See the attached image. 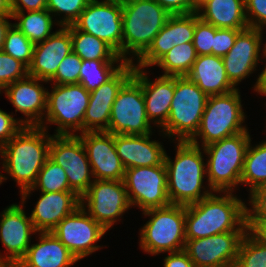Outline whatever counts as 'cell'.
<instances>
[{
    "label": "cell",
    "mask_w": 266,
    "mask_h": 267,
    "mask_svg": "<svg viewBox=\"0 0 266 267\" xmlns=\"http://www.w3.org/2000/svg\"><path fill=\"white\" fill-rule=\"evenodd\" d=\"M246 203L234 192H213L199 202L186 205V239L248 231Z\"/></svg>",
    "instance_id": "obj_1"
},
{
    "label": "cell",
    "mask_w": 266,
    "mask_h": 267,
    "mask_svg": "<svg viewBox=\"0 0 266 267\" xmlns=\"http://www.w3.org/2000/svg\"><path fill=\"white\" fill-rule=\"evenodd\" d=\"M51 137L42 127L28 126L2 146L0 165L6 175L0 173L1 184L11 177L20 188V194L32 188L39 171L49 158Z\"/></svg>",
    "instance_id": "obj_2"
},
{
    "label": "cell",
    "mask_w": 266,
    "mask_h": 267,
    "mask_svg": "<svg viewBox=\"0 0 266 267\" xmlns=\"http://www.w3.org/2000/svg\"><path fill=\"white\" fill-rule=\"evenodd\" d=\"M173 143L176 150L174 159H171L167 152L164 159L169 200L171 204L185 206L199 202L213 193V190L204 183L207 177L203 147L189 141H173Z\"/></svg>",
    "instance_id": "obj_3"
},
{
    "label": "cell",
    "mask_w": 266,
    "mask_h": 267,
    "mask_svg": "<svg viewBox=\"0 0 266 267\" xmlns=\"http://www.w3.org/2000/svg\"><path fill=\"white\" fill-rule=\"evenodd\" d=\"M170 16L155 0H122V58L134 63Z\"/></svg>",
    "instance_id": "obj_4"
},
{
    "label": "cell",
    "mask_w": 266,
    "mask_h": 267,
    "mask_svg": "<svg viewBox=\"0 0 266 267\" xmlns=\"http://www.w3.org/2000/svg\"><path fill=\"white\" fill-rule=\"evenodd\" d=\"M249 131L226 137L203 147L206 182L213 192H234L241 186L245 154L251 140Z\"/></svg>",
    "instance_id": "obj_5"
},
{
    "label": "cell",
    "mask_w": 266,
    "mask_h": 267,
    "mask_svg": "<svg viewBox=\"0 0 266 267\" xmlns=\"http://www.w3.org/2000/svg\"><path fill=\"white\" fill-rule=\"evenodd\" d=\"M240 94L237 88L224 95L209 96L200 126L189 142L205 147L226 137L249 131L247 125H244L247 115Z\"/></svg>",
    "instance_id": "obj_6"
},
{
    "label": "cell",
    "mask_w": 266,
    "mask_h": 267,
    "mask_svg": "<svg viewBox=\"0 0 266 267\" xmlns=\"http://www.w3.org/2000/svg\"><path fill=\"white\" fill-rule=\"evenodd\" d=\"M142 214L149 220L139 229V249L152 256L184 250L185 205L170 204Z\"/></svg>",
    "instance_id": "obj_7"
},
{
    "label": "cell",
    "mask_w": 266,
    "mask_h": 267,
    "mask_svg": "<svg viewBox=\"0 0 266 267\" xmlns=\"http://www.w3.org/2000/svg\"><path fill=\"white\" fill-rule=\"evenodd\" d=\"M207 99L208 96L187 76H175L169 117L158 130L160 136L170 138V142L189 141L200 126Z\"/></svg>",
    "instance_id": "obj_8"
},
{
    "label": "cell",
    "mask_w": 266,
    "mask_h": 267,
    "mask_svg": "<svg viewBox=\"0 0 266 267\" xmlns=\"http://www.w3.org/2000/svg\"><path fill=\"white\" fill-rule=\"evenodd\" d=\"M50 86L51 90L47 91L46 113L39 127L49 131L48 124L56 125L54 135L83 133V119L89 104L90 92L80 83Z\"/></svg>",
    "instance_id": "obj_9"
},
{
    "label": "cell",
    "mask_w": 266,
    "mask_h": 267,
    "mask_svg": "<svg viewBox=\"0 0 266 267\" xmlns=\"http://www.w3.org/2000/svg\"><path fill=\"white\" fill-rule=\"evenodd\" d=\"M146 114L141 84L132 76L120 89L112 105L108 132L114 135L153 134Z\"/></svg>",
    "instance_id": "obj_10"
},
{
    "label": "cell",
    "mask_w": 266,
    "mask_h": 267,
    "mask_svg": "<svg viewBox=\"0 0 266 267\" xmlns=\"http://www.w3.org/2000/svg\"><path fill=\"white\" fill-rule=\"evenodd\" d=\"M80 205L107 231L132 209L123 180H94L80 197Z\"/></svg>",
    "instance_id": "obj_11"
},
{
    "label": "cell",
    "mask_w": 266,
    "mask_h": 267,
    "mask_svg": "<svg viewBox=\"0 0 266 267\" xmlns=\"http://www.w3.org/2000/svg\"><path fill=\"white\" fill-rule=\"evenodd\" d=\"M123 182L131 207H138L141 212L171 204L164 162L156 166L127 168Z\"/></svg>",
    "instance_id": "obj_12"
},
{
    "label": "cell",
    "mask_w": 266,
    "mask_h": 267,
    "mask_svg": "<svg viewBox=\"0 0 266 267\" xmlns=\"http://www.w3.org/2000/svg\"><path fill=\"white\" fill-rule=\"evenodd\" d=\"M73 25L107 43L122 58V0H90Z\"/></svg>",
    "instance_id": "obj_13"
},
{
    "label": "cell",
    "mask_w": 266,
    "mask_h": 267,
    "mask_svg": "<svg viewBox=\"0 0 266 267\" xmlns=\"http://www.w3.org/2000/svg\"><path fill=\"white\" fill-rule=\"evenodd\" d=\"M49 158L66 172L70 188L81 197L94 181L83 142L78 135H52Z\"/></svg>",
    "instance_id": "obj_14"
},
{
    "label": "cell",
    "mask_w": 266,
    "mask_h": 267,
    "mask_svg": "<svg viewBox=\"0 0 266 267\" xmlns=\"http://www.w3.org/2000/svg\"><path fill=\"white\" fill-rule=\"evenodd\" d=\"M51 232L80 261L103 248L97 242L107 230L80 205L72 214L63 218Z\"/></svg>",
    "instance_id": "obj_15"
},
{
    "label": "cell",
    "mask_w": 266,
    "mask_h": 267,
    "mask_svg": "<svg viewBox=\"0 0 266 267\" xmlns=\"http://www.w3.org/2000/svg\"><path fill=\"white\" fill-rule=\"evenodd\" d=\"M248 231H230L199 239H186L184 251L196 267H234Z\"/></svg>",
    "instance_id": "obj_16"
},
{
    "label": "cell",
    "mask_w": 266,
    "mask_h": 267,
    "mask_svg": "<svg viewBox=\"0 0 266 267\" xmlns=\"http://www.w3.org/2000/svg\"><path fill=\"white\" fill-rule=\"evenodd\" d=\"M263 34L262 30L251 27L241 30L234 46L222 57L227 77L236 88L257 71L260 61L263 62L262 56L266 48Z\"/></svg>",
    "instance_id": "obj_17"
},
{
    "label": "cell",
    "mask_w": 266,
    "mask_h": 267,
    "mask_svg": "<svg viewBox=\"0 0 266 267\" xmlns=\"http://www.w3.org/2000/svg\"><path fill=\"white\" fill-rule=\"evenodd\" d=\"M20 203L10 204L0 212V242L6 252L2 254L0 251V261L18 264L31 245V236L37 234L29 214L25 212L26 206Z\"/></svg>",
    "instance_id": "obj_18"
},
{
    "label": "cell",
    "mask_w": 266,
    "mask_h": 267,
    "mask_svg": "<svg viewBox=\"0 0 266 267\" xmlns=\"http://www.w3.org/2000/svg\"><path fill=\"white\" fill-rule=\"evenodd\" d=\"M43 83L49 82L27 75L2 90L6 99L15 108V113L20 112L24 115V118L21 116L19 119L24 127L40 126L44 120L48 89Z\"/></svg>",
    "instance_id": "obj_19"
},
{
    "label": "cell",
    "mask_w": 266,
    "mask_h": 267,
    "mask_svg": "<svg viewBox=\"0 0 266 267\" xmlns=\"http://www.w3.org/2000/svg\"><path fill=\"white\" fill-rule=\"evenodd\" d=\"M134 71V63L127 62L111 79L90 92L89 104L83 119V132H108L114 100Z\"/></svg>",
    "instance_id": "obj_20"
},
{
    "label": "cell",
    "mask_w": 266,
    "mask_h": 267,
    "mask_svg": "<svg viewBox=\"0 0 266 267\" xmlns=\"http://www.w3.org/2000/svg\"><path fill=\"white\" fill-rule=\"evenodd\" d=\"M83 142L94 180H123L125 168L114 144V134L83 132L78 135Z\"/></svg>",
    "instance_id": "obj_21"
},
{
    "label": "cell",
    "mask_w": 266,
    "mask_h": 267,
    "mask_svg": "<svg viewBox=\"0 0 266 267\" xmlns=\"http://www.w3.org/2000/svg\"><path fill=\"white\" fill-rule=\"evenodd\" d=\"M195 12L171 15L149 48L134 62L135 67L154 66L174 45L193 42Z\"/></svg>",
    "instance_id": "obj_22"
},
{
    "label": "cell",
    "mask_w": 266,
    "mask_h": 267,
    "mask_svg": "<svg viewBox=\"0 0 266 267\" xmlns=\"http://www.w3.org/2000/svg\"><path fill=\"white\" fill-rule=\"evenodd\" d=\"M148 72L150 73L144 68L135 67L133 77L142 86L149 121L160 129L169 117L175 91V76L159 75L152 81Z\"/></svg>",
    "instance_id": "obj_23"
},
{
    "label": "cell",
    "mask_w": 266,
    "mask_h": 267,
    "mask_svg": "<svg viewBox=\"0 0 266 267\" xmlns=\"http://www.w3.org/2000/svg\"><path fill=\"white\" fill-rule=\"evenodd\" d=\"M72 51L71 33L61 26L46 40L35 44L28 75L48 82L61 61Z\"/></svg>",
    "instance_id": "obj_24"
},
{
    "label": "cell",
    "mask_w": 266,
    "mask_h": 267,
    "mask_svg": "<svg viewBox=\"0 0 266 267\" xmlns=\"http://www.w3.org/2000/svg\"><path fill=\"white\" fill-rule=\"evenodd\" d=\"M152 135H114L116 152L125 169L156 166L164 162L166 150L163 142L153 140Z\"/></svg>",
    "instance_id": "obj_25"
},
{
    "label": "cell",
    "mask_w": 266,
    "mask_h": 267,
    "mask_svg": "<svg viewBox=\"0 0 266 267\" xmlns=\"http://www.w3.org/2000/svg\"><path fill=\"white\" fill-rule=\"evenodd\" d=\"M79 206L80 197L74 191L41 192L29 216L37 232H51Z\"/></svg>",
    "instance_id": "obj_26"
},
{
    "label": "cell",
    "mask_w": 266,
    "mask_h": 267,
    "mask_svg": "<svg viewBox=\"0 0 266 267\" xmlns=\"http://www.w3.org/2000/svg\"><path fill=\"white\" fill-rule=\"evenodd\" d=\"M37 237V243L32 242L18 267H72L78 262L52 232H37Z\"/></svg>",
    "instance_id": "obj_27"
},
{
    "label": "cell",
    "mask_w": 266,
    "mask_h": 267,
    "mask_svg": "<svg viewBox=\"0 0 266 267\" xmlns=\"http://www.w3.org/2000/svg\"><path fill=\"white\" fill-rule=\"evenodd\" d=\"M186 76L208 97L224 95L237 89L227 77L222 57L212 54L197 56Z\"/></svg>",
    "instance_id": "obj_28"
},
{
    "label": "cell",
    "mask_w": 266,
    "mask_h": 267,
    "mask_svg": "<svg viewBox=\"0 0 266 267\" xmlns=\"http://www.w3.org/2000/svg\"><path fill=\"white\" fill-rule=\"evenodd\" d=\"M196 13L216 28L246 29L245 0H205Z\"/></svg>",
    "instance_id": "obj_29"
},
{
    "label": "cell",
    "mask_w": 266,
    "mask_h": 267,
    "mask_svg": "<svg viewBox=\"0 0 266 267\" xmlns=\"http://www.w3.org/2000/svg\"><path fill=\"white\" fill-rule=\"evenodd\" d=\"M12 19L18 22L14 24L31 42L37 44L46 40L55 32L54 25L61 27L57 19L47 10L13 12Z\"/></svg>",
    "instance_id": "obj_30"
},
{
    "label": "cell",
    "mask_w": 266,
    "mask_h": 267,
    "mask_svg": "<svg viewBox=\"0 0 266 267\" xmlns=\"http://www.w3.org/2000/svg\"><path fill=\"white\" fill-rule=\"evenodd\" d=\"M65 27L71 33L73 52L82 60H124L101 39L78 30L73 24Z\"/></svg>",
    "instance_id": "obj_31"
},
{
    "label": "cell",
    "mask_w": 266,
    "mask_h": 267,
    "mask_svg": "<svg viewBox=\"0 0 266 267\" xmlns=\"http://www.w3.org/2000/svg\"><path fill=\"white\" fill-rule=\"evenodd\" d=\"M241 184L248 186L246 188H249V194L266 186V138L255 146L250 141L245 154Z\"/></svg>",
    "instance_id": "obj_32"
},
{
    "label": "cell",
    "mask_w": 266,
    "mask_h": 267,
    "mask_svg": "<svg viewBox=\"0 0 266 267\" xmlns=\"http://www.w3.org/2000/svg\"><path fill=\"white\" fill-rule=\"evenodd\" d=\"M126 63L125 60H82L79 83L92 92L111 79Z\"/></svg>",
    "instance_id": "obj_33"
},
{
    "label": "cell",
    "mask_w": 266,
    "mask_h": 267,
    "mask_svg": "<svg viewBox=\"0 0 266 267\" xmlns=\"http://www.w3.org/2000/svg\"><path fill=\"white\" fill-rule=\"evenodd\" d=\"M35 190H39V192L73 191L69 186L65 170L50 158L47 159L46 163L39 171L36 182L32 188L27 189L20 194V202L25 205L27 201L26 199H30L31 195H33L32 191L35 192Z\"/></svg>",
    "instance_id": "obj_34"
},
{
    "label": "cell",
    "mask_w": 266,
    "mask_h": 267,
    "mask_svg": "<svg viewBox=\"0 0 266 267\" xmlns=\"http://www.w3.org/2000/svg\"><path fill=\"white\" fill-rule=\"evenodd\" d=\"M193 42L174 45L154 66L162 69V76H186L197 59Z\"/></svg>",
    "instance_id": "obj_35"
},
{
    "label": "cell",
    "mask_w": 266,
    "mask_h": 267,
    "mask_svg": "<svg viewBox=\"0 0 266 267\" xmlns=\"http://www.w3.org/2000/svg\"><path fill=\"white\" fill-rule=\"evenodd\" d=\"M35 44L31 42L14 24H11L5 34L2 47L4 53L19 60L27 68L32 62Z\"/></svg>",
    "instance_id": "obj_36"
},
{
    "label": "cell",
    "mask_w": 266,
    "mask_h": 267,
    "mask_svg": "<svg viewBox=\"0 0 266 267\" xmlns=\"http://www.w3.org/2000/svg\"><path fill=\"white\" fill-rule=\"evenodd\" d=\"M234 267H266V244L251 231L242 239Z\"/></svg>",
    "instance_id": "obj_37"
},
{
    "label": "cell",
    "mask_w": 266,
    "mask_h": 267,
    "mask_svg": "<svg viewBox=\"0 0 266 267\" xmlns=\"http://www.w3.org/2000/svg\"><path fill=\"white\" fill-rule=\"evenodd\" d=\"M90 0H48L46 9L57 18L60 26L72 25ZM59 16V17H58Z\"/></svg>",
    "instance_id": "obj_38"
},
{
    "label": "cell",
    "mask_w": 266,
    "mask_h": 267,
    "mask_svg": "<svg viewBox=\"0 0 266 267\" xmlns=\"http://www.w3.org/2000/svg\"><path fill=\"white\" fill-rule=\"evenodd\" d=\"M82 59L73 51L59 64L50 84H78Z\"/></svg>",
    "instance_id": "obj_39"
},
{
    "label": "cell",
    "mask_w": 266,
    "mask_h": 267,
    "mask_svg": "<svg viewBox=\"0 0 266 267\" xmlns=\"http://www.w3.org/2000/svg\"><path fill=\"white\" fill-rule=\"evenodd\" d=\"M28 75V68L12 56L0 51V89Z\"/></svg>",
    "instance_id": "obj_40"
},
{
    "label": "cell",
    "mask_w": 266,
    "mask_h": 267,
    "mask_svg": "<svg viewBox=\"0 0 266 267\" xmlns=\"http://www.w3.org/2000/svg\"><path fill=\"white\" fill-rule=\"evenodd\" d=\"M214 42V26L198 17L195 12V30L193 45L198 56L211 55Z\"/></svg>",
    "instance_id": "obj_41"
},
{
    "label": "cell",
    "mask_w": 266,
    "mask_h": 267,
    "mask_svg": "<svg viewBox=\"0 0 266 267\" xmlns=\"http://www.w3.org/2000/svg\"><path fill=\"white\" fill-rule=\"evenodd\" d=\"M248 199L247 223H266V186L254 190Z\"/></svg>",
    "instance_id": "obj_42"
},
{
    "label": "cell",
    "mask_w": 266,
    "mask_h": 267,
    "mask_svg": "<svg viewBox=\"0 0 266 267\" xmlns=\"http://www.w3.org/2000/svg\"><path fill=\"white\" fill-rule=\"evenodd\" d=\"M244 29H225L214 27V42L211 54L223 57L234 46L237 34Z\"/></svg>",
    "instance_id": "obj_43"
},
{
    "label": "cell",
    "mask_w": 266,
    "mask_h": 267,
    "mask_svg": "<svg viewBox=\"0 0 266 267\" xmlns=\"http://www.w3.org/2000/svg\"><path fill=\"white\" fill-rule=\"evenodd\" d=\"M248 26L259 30L266 26V0H245Z\"/></svg>",
    "instance_id": "obj_44"
},
{
    "label": "cell",
    "mask_w": 266,
    "mask_h": 267,
    "mask_svg": "<svg viewBox=\"0 0 266 267\" xmlns=\"http://www.w3.org/2000/svg\"><path fill=\"white\" fill-rule=\"evenodd\" d=\"M15 114L5 112L0 108V148L9 142L24 126Z\"/></svg>",
    "instance_id": "obj_45"
},
{
    "label": "cell",
    "mask_w": 266,
    "mask_h": 267,
    "mask_svg": "<svg viewBox=\"0 0 266 267\" xmlns=\"http://www.w3.org/2000/svg\"><path fill=\"white\" fill-rule=\"evenodd\" d=\"M160 6L166 9L171 15L189 14L196 12V7L191 0H155Z\"/></svg>",
    "instance_id": "obj_46"
},
{
    "label": "cell",
    "mask_w": 266,
    "mask_h": 267,
    "mask_svg": "<svg viewBox=\"0 0 266 267\" xmlns=\"http://www.w3.org/2000/svg\"><path fill=\"white\" fill-rule=\"evenodd\" d=\"M163 267H196L188 254L182 250L168 253L163 259Z\"/></svg>",
    "instance_id": "obj_47"
},
{
    "label": "cell",
    "mask_w": 266,
    "mask_h": 267,
    "mask_svg": "<svg viewBox=\"0 0 266 267\" xmlns=\"http://www.w3.org/2000/svg\"><path fill=\"white\" fill-rule=\"evenodd\" d=\"M12 12L41 11L46 9L48 0H10Z\"/></svg>",
    "instance_id": "obj_48"
},
{
    "label": "cell",
    "mask_w": 266,
    "mask_h": 267,
    "mask_svg": "<svg viewBox=\"0 0 266 267\" xmlns=\"http://www.w3.org/2000/svg\"><path fill=\"white\" fill-rule=\"evenodd\" d=\"M262 59L265 62V60H266V48L263 52ZM263 66H264V68L258 74V78L256 79L254 86L252 87L254 89V91L257 92L260 96H266V64H263Z\"/></svg>",
    "instance_id": "obj_49"
},
{
    "label": "cell",
    "mask_w": 266,
    "mask_h": 267,
    "mask_svg": "<svg viewBox=\"0 0 266 267\" xmlns=\"http://www.w3.org/2000/svg\"><path fill=\"white\" fill-rule=\"evenodd\" d=\"M251 231L259 240L266 244V223H247Z\"/></svg>",
    "instance_id": "obj_50"
},
{
    "label": "cell",
    "mask_w": 266,
    "mask_h": 267,
    "mask_svg": "<svg viewBox=\"0 0 266 267\" xmlns=\"http://www.w3.org/2000/svg\"><path fill=\"white\" fill-rule=\"evenodd\" d=\"M9 19H12V16L0 15V51H2L6 31L12 24Z\"/></svg>",
    "instance_id": "obj_51"
},
{
    "label": "cell",
    "mask_w": 266,
    "mask_h": 267,
    "mask_svg": "<svg viewBox=\"0 0 266 267\" xmlns=\"http://www.w3.org/2000/svg\"><path fill=\"white\" fill-rule=\"evenodd\" d=\"M0 15L12 16V8L10 0H0Z\"/></svg>",
    "instance_id": "obj_52"
},
{
    "label": "cell",
    "mask_w": 266,
    "mask_h": 267,
    "mask_svg": "<svg viewBox=\"0 0 266 267\" xmlns=\"http://www.w3.org/2000/svg\"><path fill=\"white\" fill-rule=\"evenodd\" d=\"M0 267H18V264L12 262L0 261Z\"/></svg>",
    "instance_id": "obj_53"
},
{
    "label": "cell",
    "mask_w": 266,
    "mask_h": 267,
    "mask_svg": "<svg viewBox=\"0 0 266 267\" xmlns=\"http://www.w3.org/2000/svg\"><path fill=\"white\" fill-rule=\"evenodd\" d=\"M205 0H191V3L197 8L200 6Z\"/></svg>",
    "instance_id": "obj_54"
}]
</instances>
